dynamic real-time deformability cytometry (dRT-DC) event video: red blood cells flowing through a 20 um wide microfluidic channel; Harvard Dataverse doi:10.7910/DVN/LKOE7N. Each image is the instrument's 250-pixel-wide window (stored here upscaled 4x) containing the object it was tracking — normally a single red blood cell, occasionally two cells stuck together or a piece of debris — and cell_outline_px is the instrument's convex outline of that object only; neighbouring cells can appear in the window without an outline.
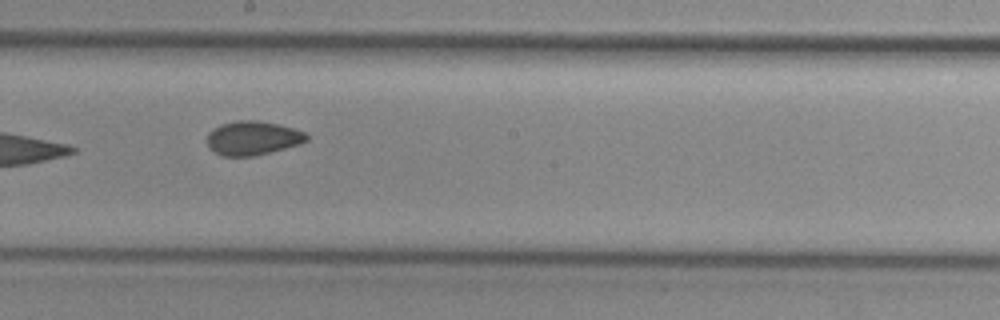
{"species": "common noctule bat (a hibernating species)", "species_latin": "Nyctalus noctula", "temperature_condition": "cold", "stored_images_in_passage": 8, "camera_frame_rate_fps": 3000, "um_per_image_px": 0.085, "animal": {"sex": "female", "body_mass_g": 29.2, "forearm_length_mm": 56.3}, "frame": {"image": 1, "passage_image": 6, "time_ms": 1.667, "image_size_px": [1000, 320], "cell_outline_px": [[308, 140], [300, 144], [252, 156], [224, 156], [208, 148], [208, 132], [212, 128], [220, 124], [236, 120], [256, 120], [280, 124], [304, 132], [308, 136]], "centroid_in_image_um": [21.46, 11.72], "position_along_channel_um": 226.7, "area_um2": 19.65}}
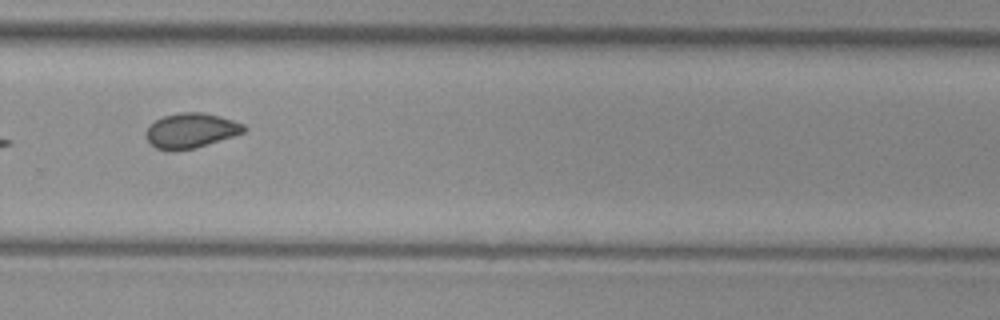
{"frame": {"image": 2, "passage_image": 8, "time_ms": 2.333, "image_size_px": [1000, 320], "cell_outline_px": [[248, 128], [244, 132], [196, 148], [176, 152], [156, 148], [148, 140], [144, 132], [148, 124], [164, 116], [180, 112], [200, 112], [220, 116], [244, 124]], "centroid_in_image_um": [16.2, 11.11], "position_along_channel_um": 313.6, "area_um2": 20.06}}